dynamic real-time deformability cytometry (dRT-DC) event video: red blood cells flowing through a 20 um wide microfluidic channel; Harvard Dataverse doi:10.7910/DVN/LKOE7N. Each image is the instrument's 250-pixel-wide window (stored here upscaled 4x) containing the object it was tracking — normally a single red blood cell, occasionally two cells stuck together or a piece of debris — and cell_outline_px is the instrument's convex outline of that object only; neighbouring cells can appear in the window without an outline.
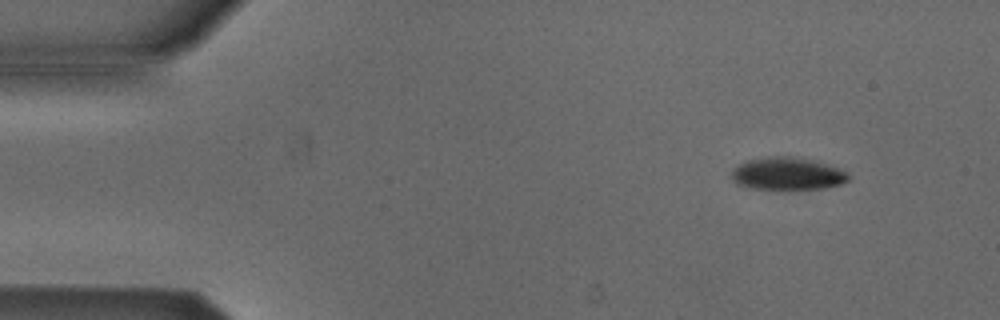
{"species": "Egyptian fruit bat (a non-hibernating species)", "species_latin": "Rousettus aegyptiacus", "temperature_condition": "cold", "stored_images_in_passage": 4, "camera_frame_rate_fps": 3000, "um_per_image_px": 0.085, "animal": {"sex": "male"}, "frame": {"image": 1, "passage_image": 1, "time_ms": 0.0, "image_size_px": [1000, 320], "cell_outline_px": [[852, 176], [848, 180], [840, 184], [824, 188], [788, 192], [784, 192], [748, 188], [736, 184], [728, 176], [740, 164], [748, 160], [772, 156], [788, 156], [812, 160], [848, 172]], "centroid_in_image_um": [66.9, 14.83], "position_along_channel_um": 18.1, "area_um2": 22.95}}
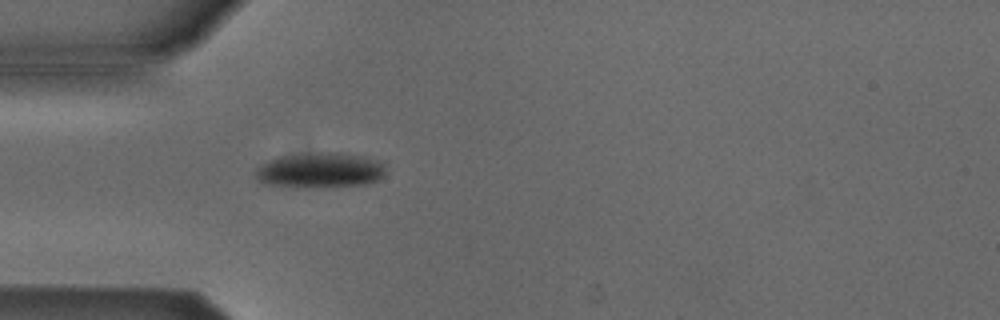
{"frame": {"image": 2, "passage_image": 4, "time_ms": 1.0, "image_size_px": [1000, 320], "cell_outline_px": [[384, 172], [376, 180], [364, 184], [268, 184], [260, 180], [256, 176], [256, 168], [280, 156], [308, 152], [340, 152], [364, 156], [384, 164]], "centroid_in_image_um": [27.23, 14.38], "position_along_channel_um": 57.8, "area_um2": 25.03}}